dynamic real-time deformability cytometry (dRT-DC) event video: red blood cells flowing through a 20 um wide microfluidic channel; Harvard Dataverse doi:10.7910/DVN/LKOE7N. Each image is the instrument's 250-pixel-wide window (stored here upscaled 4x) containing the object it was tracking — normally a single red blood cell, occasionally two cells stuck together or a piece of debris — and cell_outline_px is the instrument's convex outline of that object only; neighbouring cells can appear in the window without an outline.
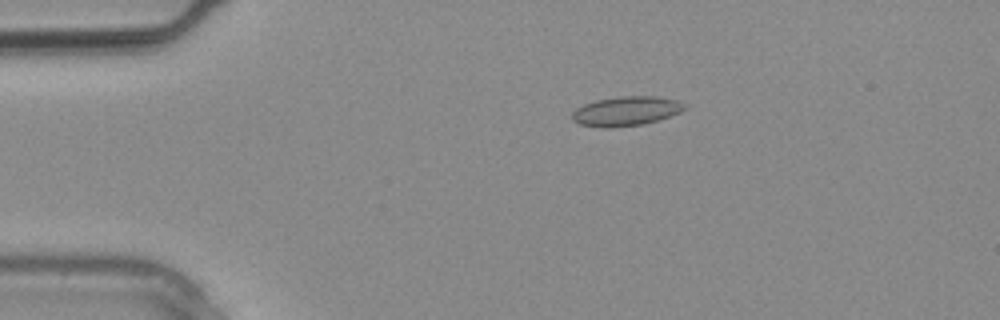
{"species": "common noctule bat (a hibernating species)", "species_latin": "Nyctalus noctula", "temperature_condition": "warm", "stored_images_in_passage": 5, "camera_frame_rate_fps": 3000, "um_per_image_px": 0.085, "animal": {"sex": "male", "body_mass_g": 20.4}, "frame": {"image": 1, "passage_image": 3, "time_ms": 0.667, "image_size_px": [1000, 320], "cell_outline_px": [[688, 108], [680, 112], [644, 124], [612, 128], [600, 128], [580, 124], [572, 120], [572, 112], [576, 108], [584, 104], [596, 100], [620, 96], [656, 96], [676, 100], [688, 104]], "centroid_in_image_um": [53.22, 9.45], "position_along_channel_um": 31.8, "area_um2": 19.42}}